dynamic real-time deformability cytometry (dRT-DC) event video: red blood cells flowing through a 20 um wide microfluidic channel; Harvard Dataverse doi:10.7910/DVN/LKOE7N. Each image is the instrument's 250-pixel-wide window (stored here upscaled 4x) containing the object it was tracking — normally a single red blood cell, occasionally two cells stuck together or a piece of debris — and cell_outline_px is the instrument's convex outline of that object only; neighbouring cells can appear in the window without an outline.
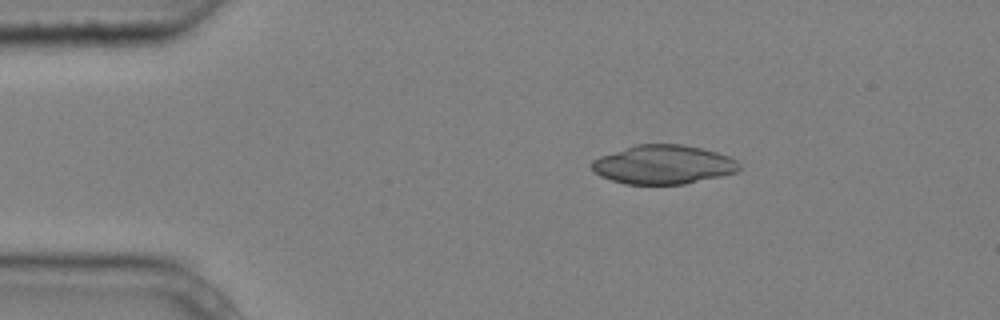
{"species": "common noctule bat (a hibernating species)", "species_latin": "Nyctalus noctula", "temperature_condition": "cold", "stored_images_in_passage": 7, "camera_frame_rate_fps": 3000, "um_per_image_px": 0.085, "animal": {"sex": "male", "body_mass_g": 20.4}, "frame": {"image": 1, "passage_image": 3, "time_ms": 0.667, "image_size_px": [1000, 320], "cell_outline_px": [[740, 168], [736, 172], [720, 176], [684, 184], [624, 184], [600, 176], [592, 172], [592, 160], [600, 156], [636, 144], [684, 144], [716, 152], [728, 156], [736, 160], [740, 164]], "centroid_in_image_um": [56.36, 13.99], "position_along_channel_um": 28.6, "area_um2": 33.41}}